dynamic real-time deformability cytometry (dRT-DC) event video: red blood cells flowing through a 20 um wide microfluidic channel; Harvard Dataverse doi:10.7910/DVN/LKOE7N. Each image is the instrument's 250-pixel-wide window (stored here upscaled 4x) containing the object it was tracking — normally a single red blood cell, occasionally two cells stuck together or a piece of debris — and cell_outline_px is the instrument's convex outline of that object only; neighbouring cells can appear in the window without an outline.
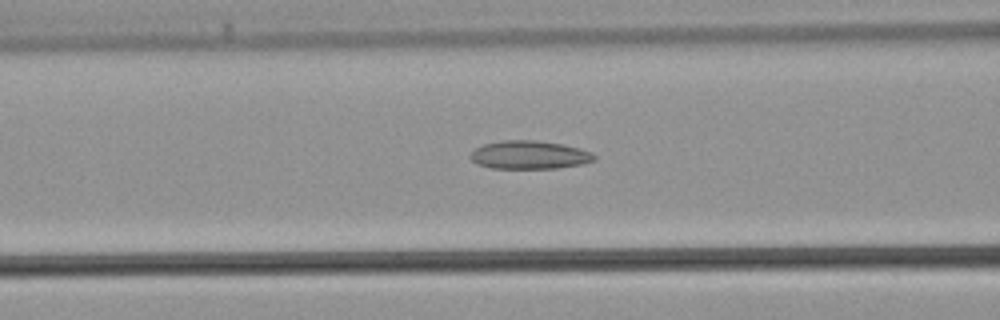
{"species": "common noctule bat (a hibernating species)", "species_latin": "Nyctalus noctula", "temperature_condition": "warm", "stored_images_in_passage": 33, "camera_frame_rate_fps": 3000, "um_per_image_px": 0.085, "animal": {"sex": "male", "body_mass_g": 21.5, "forearm_length_mm": 52.0}, "frame": {"image": 1, "passage_image": 16, "time_ms": 5.0, "image_size_px": [1000, 320], "cell_outline_px": [[596, 160], [584, 164], [556, 168], [492, 168], [476, 164], [468, 156], [476, 148], [484, 144], [504, 140], [536, 140], [564, 144], [580, 148], [592, 152], [596, 156]], "centroid_in_image_um": [45.03, 13.16], "position_along_channel_um": 121.6, "area_um2": 20.58}}
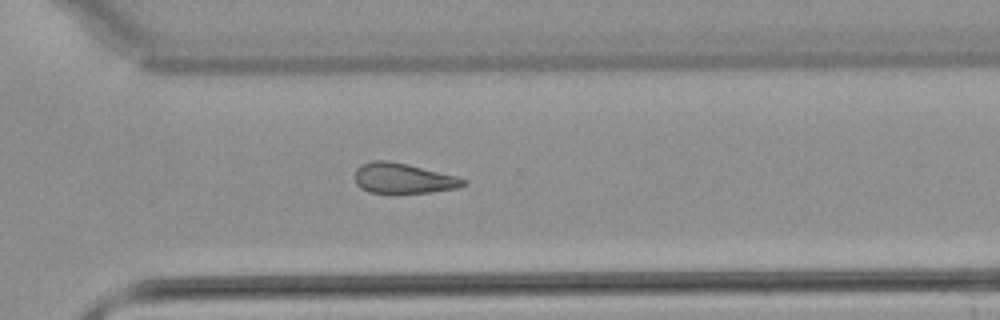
{"frame": {"image": 2, "passage_image": 29, "time_ms": 9.333, "image_size_px": [1000, 320], "cell_outline_px": [[468, 184], [460, 188], [432, 192], [368, 192], [360, 188], [356, 184], [356, 168], [372, 160], [388, 160], [408, 164], [456, 176], [468, 180]], "centroid_in_image_um": [34.32, 15.15], "position_along_channel_um": 336.3, "area_um2": 19.07}}
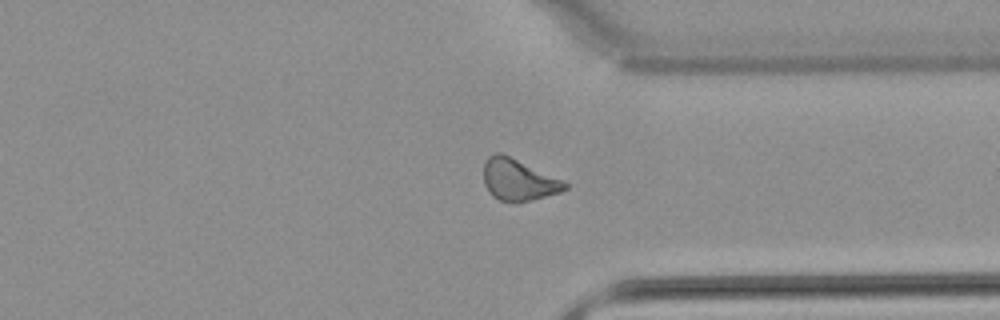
{"frame": {"image": 3, "passage_image": 31, "time_ms": 10.0, "image_size_px": [1000, 320], "cell_outline_px": [[568, 188], [560, 192], [532, 200], [516, 204], [512, 204], [500, 200], [492, 196], [488, 192], [484, 184], [484, 164], [488, 156], [496, 152], [500, 152], [564, 180], [568, 184]], "centroid_in_image_um": [44.06, 15.31], "position_along_channel_um": 367.3, "area_um2": 19.94}}